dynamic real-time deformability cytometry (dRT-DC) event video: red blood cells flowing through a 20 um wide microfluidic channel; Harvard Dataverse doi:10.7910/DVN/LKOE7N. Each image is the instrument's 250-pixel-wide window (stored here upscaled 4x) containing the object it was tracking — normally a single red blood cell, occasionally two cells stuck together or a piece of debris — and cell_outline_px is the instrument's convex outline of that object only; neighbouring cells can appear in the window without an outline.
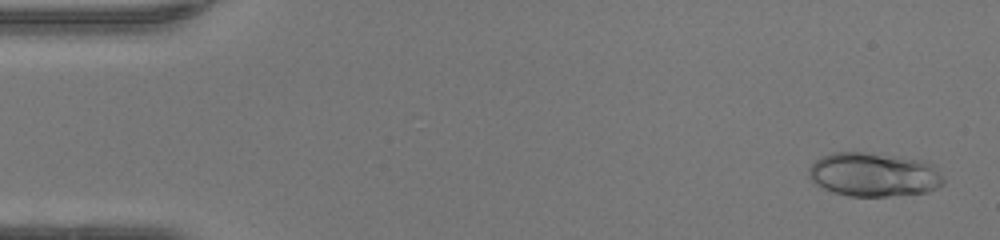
{"species": "human", "species_latin": "Homo sapiens", "temperature_condition": "warm", "stored_images_in_passage": 48, "camera_frame_rate_fps": 3000, "um_per_image_px": 0.085, "donor": {"sex": "female"}, "frame": {"image": 1, "passage_image": 2, "time_ms": 0.333, "image_size_px": [1000, 240], "cell_outline_px": [[944, 184], [928, 192], [888, 196], [848, 196], [824, 188], [816, 184], [808, 176], [808, 168], [820, 156], [832, 152], [864, 152], [928, 160], [936, 164], [944, 180]], "centroid_in_image_um": [74.32, 14.82], "position_along_channel_um": 10.7, "area_um2": 34.91}}
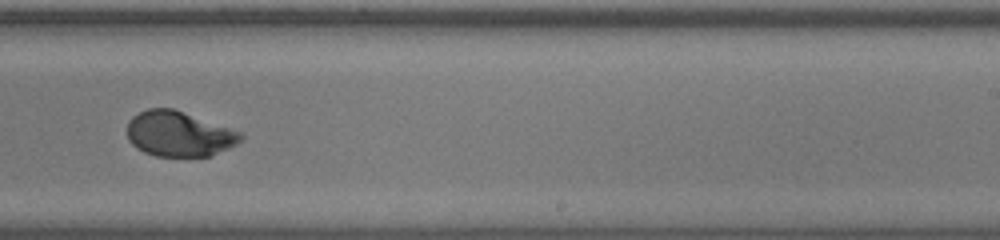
{"frame": {"image": 2, "passage_image": 30, "time_ms": 9.667, "image_size_px": [1000, 240], "cell_outline_px": [[244, 140], [212, 156], [156, 156], [144, 152], [136, 148], [128, 140], [128, 120], [132, 116], [148, 108], [172, 108], [240, 132], [244, 136]], "centroid_in_image_um": [15.2, 11.39], "position_along_channel_um": 273.8, "area_um2": 29.77}}
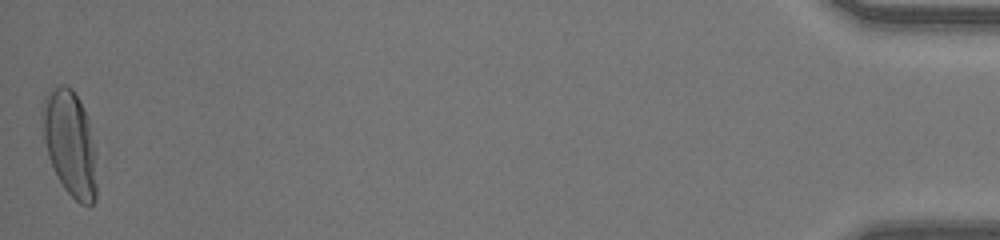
{"frame": {"image": 3, "passage_image": 48, "time_ms": 15.667, "image_size_px": [1000, 240], "cell_outline_px": [[96, 200], [88, 208], [80, 204], [64, 188], [48, 156], [44, 140], [40, 112], [44, 100], [60, 84], [64, 84], [72, 88], [88, 120], [96, 152]], "centroid_in_image_um": [5.96, 12.24], "position_along_channel_um": 429.2, "area_um2": 33.18}, "authors_computed_cell_mechanics": {"area_um2": 30.6918, "velocity_mm_per_s": 4.2769, "shape_relaxation_time_tau1_ms": 4.5073, "shape_relaxation_time_tau2_ms": null, "deformation_change_tau1": 0.2701, "deformation_change_tau2": null}}